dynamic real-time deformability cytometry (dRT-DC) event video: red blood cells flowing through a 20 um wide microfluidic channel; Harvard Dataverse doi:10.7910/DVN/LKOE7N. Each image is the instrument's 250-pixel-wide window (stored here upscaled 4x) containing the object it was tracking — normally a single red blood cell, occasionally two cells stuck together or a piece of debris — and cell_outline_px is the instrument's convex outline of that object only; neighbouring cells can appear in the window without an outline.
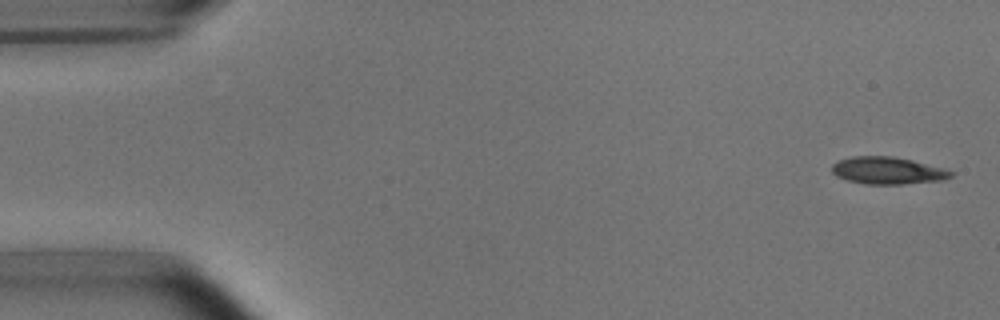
{"species": "common noctule bat (a hibernating species)", "species_latin": "Nyctalus noctula", "temperature_condition": "room temperature", "stored_images_in_passage": 9, "camera_frame_rate_fps": 3000, "um_per_image_px": 0.085, "animal": {"sex": "male", "body_mass_g": 15.6}, "frame": {"image": 1, "passage_image": 1, "time_ms": 0.0, "image_size_px": [1000, 320], "cell_outline_px": [[956, 172], [952, 176], [944, 180], [904, 184], [864, 184], [848, 180], [836, 176], [832, 172], [832, 164], [840, 160], [852, 156], [892, 156], [912, 160], [948, 168]], "centroid_in_image_um": [75.52, 14.5], "position_along_channel_um": 9.5, "area_um2": 19.13}}
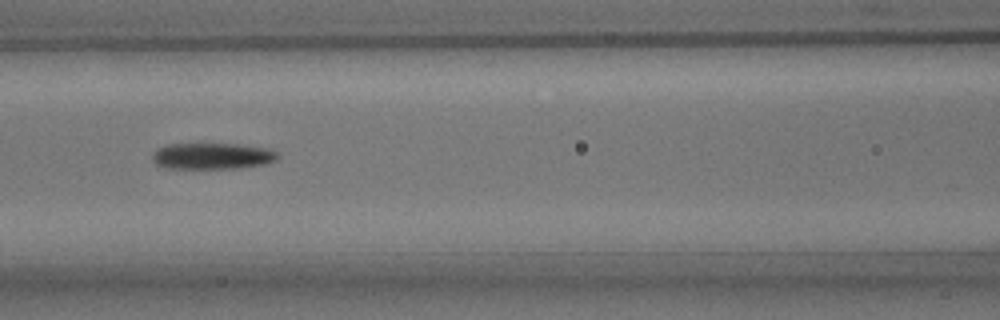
{"frame": {"image": 2, "passage_image": 7, "time_ms": 7.0, "image_size_px": [1000, 320], "cell_outline_px": [[280, 156], [276, 160], [264, 164], [240, 168], [168, 168], [156, 164], [152, 160], [152, 156], [160, 148], [168, 144], [196, 140], [240, 144], [272, 148]], "centroid_in_image_um": [18.07, 13.2], "position_along_channel_um": 148.5, "area_um2": 20.23}}
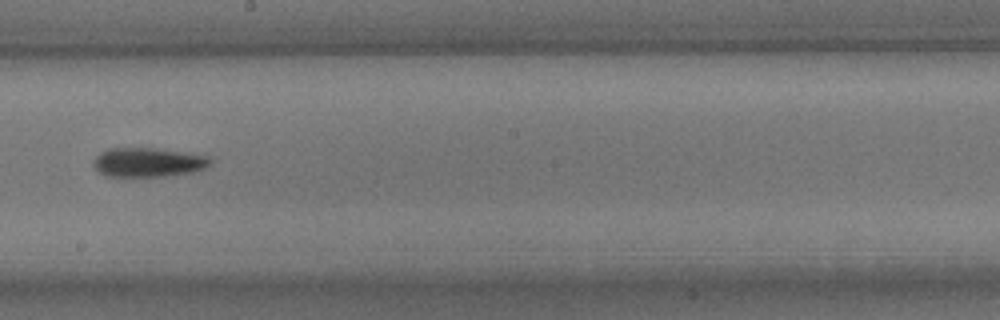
{"frame": {"image": 3, "passage_image": 9, "time_ms": 9.333, "image_size_px": [1000, 320], "cell_outline_px": [[212, 164], [204, 168], [192, 172], [164, 176], [104, 176], [92, 164], [92, 160], [100, 152], [108, 148], [156, 148], [208, 156], [212, 160]], "centroid_in_image_um": [12.56, 13.79], "position_along_channel_um": 235.6, "area_um2": 19.88}}